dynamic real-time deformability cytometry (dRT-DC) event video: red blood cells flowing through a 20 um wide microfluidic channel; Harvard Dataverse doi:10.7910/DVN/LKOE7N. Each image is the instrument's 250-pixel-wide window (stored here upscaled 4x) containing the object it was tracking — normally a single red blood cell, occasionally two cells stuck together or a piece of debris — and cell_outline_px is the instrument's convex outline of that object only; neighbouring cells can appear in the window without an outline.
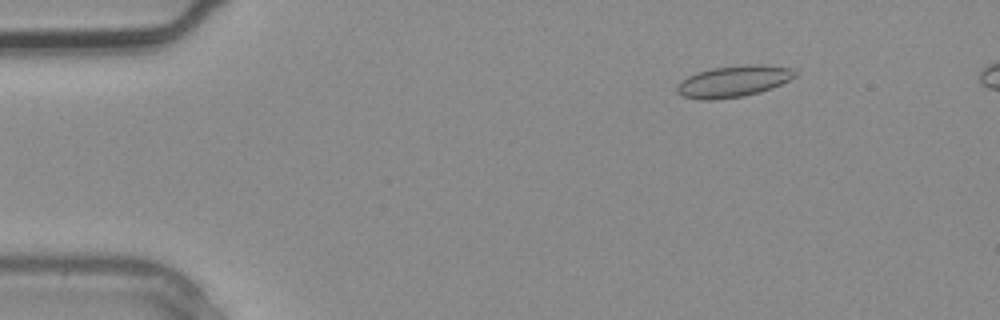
{"species": "common noctule bat (a hibernating species)", "species_latin": "Nyctalus noctula", "temperature_condition": "warm", "stored_images_in_passage": 2, "camera_frame_rate_fps": 3000, "um_per_image_px": 0.085, "animal": {"sex": "male", "body_mass_g": 20.4}, "frame": {"image": 1, "passage_image": 2, "time_ms": 0.333, "image_size_px": [1000, 320], "cell_outline_px": [[800, 72], [796, 76], [772, 88], [760, 92], [744, 96], [712, 100], [700, 100], [680, 96], [676, 92], [676, 88], [688, 76], [696, 72], [712, 68], [748, 64], [764, 64], [792, 68]], "centroid_in_image_um": [62.37, 6.91], "position_along_channel_um": 22.6, "area_um2": 21.79}}